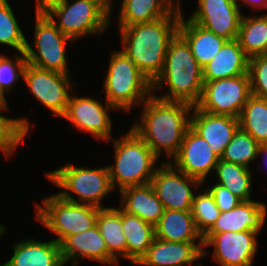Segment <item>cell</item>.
<instances>
[{"mask_svg":"<svg viewBox=\"0 0 267 266\" xmlns=\"http://www.w3.org/2000/svg\"><path fill=\"white\" fill-rule=\"evenodd\" d=\"M259 145L250 134L239 127L220 159L249 168V164L258 157Z\"/></svg>","mask_w":267,"mask_h":266,"instance_id":"obj_32","label":"cell"},{"mask_svg":"<svg viewBox=\"0 0 267 266\" xmlns=\"http://www.w3.org/2000/svg\"><path fill=\"white\" fill-rule=\"evenodd\" d=\"M4 229H6V227L0 224V237L2 236V234H4Z\"/></svg>","mask_w":267,"mask_h":266,"instance_id":"obj_44","label":"cell"},{"mask_svg":"<svg viewBox=\"0 0 267 266\" xmlns=\"http://www.w3.org/2000/svg\"><path fill=\"white\" fill-rule=\"evenodd\" d=\"M183 11L174 10L158 20L119 27L122 52L153 83L163 70L168 46L178 33Z\"/></svg>","mask_w":267,"mask_h":266,"instance_id":"obj_2","label":"cell"},{"mask_svg":"<svg viewBox=\"0 0 267 266\" xmlns=\"http://www.w3.org/2000/svg\"><path fill=\"white\" fill-rule=\"evenodd\" d=\"M237 40L248 58L267 55V14L243 15Z\"/></svg>","mask_w":267,"mask_h":266,"instance_id":"obj_29","label":"cell"},{"mask_svg":"<svg viewBox=\"0 0 267 266\" xmlns=\"http://www.w3.org/2000/svg\"><path fill=\"white\" fill-rule=\"evenodd\" d=\"M29 121L25 118H8L0 112V151L10 157L29 133Z\"/></svg>","mask_w":267,"mask_h":266,"instance_id":"obj_33","label":"cell"},{"mask_svg":"<svg viewBox=\"0 0 267 266\" xmlns=\"http://www.w3.org/2000/svg\"><path fill=\"white\" fill-rule=\"evenodd\" d=\"M36 203V219L56 234L61 243L67 236L79 234L96 225L98 207L68 202L55 194Z\"/></svg>","mask_w":267,"mask_h":266,"instance_id":"obj_7","label":"cell"},{"mask_svg":"<svg viewBox=\"0 0 267 266\" xmlns=\"http://www.w3.org/2000/svg\"><path fill=\"white\" fill-rule=\"evenodd\" d=\"M155 237L173 242H203L191 211L165 209L159 222L154 226Z\"/></svg>","mask_w":267,"mask_h":266,"instance_id":"obj_25","label":"cell"},{"mask_svg":"<svg viewBox=\"0 0 267 266\" xmlns=\"http://www.w3.org/2000/svg\"><path fill=\"white\" fill-rule=\"evenodd\" d=\"M45 176L61 191L57 193L63 200L103 208L101 199L114 189L110 181L108 167L82 168L71 163L62 168L47 172ZM71 193L78 196L77 199Z\"/></svg>","mask_w":267,"mask_h":266,"instance_id":"obj_6","label":"cell"},{"mask_svg":"<svg viewBox=\"0 0 267 266\" xmlns=\"http://www.w3.org/2000/svg\"><path fill=\"white\" fill-rule=\"evenodd\" d=\"M239 127L260 145L267 144V100L251 95L239 116Z\"/></svg>","mask_w":267,"mask_h":266,"instance_id":"obj_31","label":"cell"},{"mask_svg":"<svg viewBox=\"0 0 267 266\" xmlns=\"http://www.w3.org/2000/svg\"><path fill=\"white\" fill-rule=\"evenodd\" d=\"M267 208L264 203L242 201L230 211L220 212L219 218L207 233L255 231L259 233L265 224Z\"/></svg>","mask_w":267,"mask_h":266,"instance_id":"obj_20","label":"cell"},{"mask_svg":"<svg viewBox=\"0 0 267 266\" xmlns=\"http://www.w3.org/2000/svg\"><path fill=\"white\" fill-rule=\"evenodd\" d=\"M120 195L119 208L153 226L159 222L165 211L163 203L156 196L150 183L124 188L120 191Z\"/></svg>","mask_w":267,"mask_h":266,"instance_id":"obj_21","label":"cell"},{"mask_svg":"<svg viewBox=\"0 0 267 266\" xmlns=\"http://www.w3.org/2000/svg\"><path fill=\"white\" fill-rule=\"evenodd\" d=\"M105 2L110 6V10H112V1L111 0H105Z\"/></svg>","mask_w":267,"mask_h":266,"instance_id":"obj_45","label":"cell"},{"mask_svg":"<svg viewBox=\"0 0 267 266\" xmlns=\"http://www.w3.org/2000/svg\"><path fill=\"white\" fill-rule=\"evenodd\" d=\"M35 15H48L54 8L58 7L64 0H35Z\"/></svg>","mask_w":267,"mask_h":266,"instance_id":"obj_39","label":"cell"},{"mask_svg":"<svg viewBox=\"0 0 267 266\" xmlns=\"http://www.w3.org/2000/svg\"><path fill=\"white\" fill-rule=\"evenodd\" d=\"M28 90L47 109L62 117L67 109L70 98V89L74 90L70 74L42 69L26 64L23 78Z\"/></svg>","mask_w":267,"mask_h":266,"instance_id":"obj_11","label":"cell"},{"mask_svg":"<svg viewBox=\"0 0 267 266\" xmlns=\"http://www.w3.org/2000/svg\"><path fill=\"white\" fill-rule=\"evenodd\" d=\"M249 58L237 39L227 40L213 59L203 67V81L231 78L248 73Z\"/></svg>","mask_w":267,"mask_h":266,"instance_id":"obj_23","label":"cell"},{"mask_svg":"<svg viewBox=\"0 0 267 266\" xmlns=\"http://www.w3.org/2000/svg\"><path fill=\"white\" fill-rule=\"evenodd\" d=\"M110 15V6L104 0H76L72 4L64 0L47 16L63 34L76 40L105 32L111 24Z\"/></svg>","mask_w":267,"mask_h":266,"instance_id":"obj_8","label":"cell"},{"mask_svg":"<svg viewBox=\"0 0 267 266\" xmlns=\"http://www.w3.org/2000/svg\"><path fill=\"white\" fill-rule=\"evenodd\" d=\"M6 97L0 92V112L4 111L8 108Z\"/></svg>","mask_w":267,"mask_h":266,"instance_id":"obj_41","label":"cell"},{"mask_svg":"<svg viewBox=\"0 0 267 266\" xmlns=\"http://www.w3.org/2000/svg\"><path fill=\"white\" fill-rule=\"evenodd\" d=\"M14 252L10 260L2 266H63L60 244L54 239L40 242L25 239L14 243Z\"/></svg>","mask_w":267,"mask_h":266,"instance_id":"obj_22","label":"cell"},{"mask_svg":"<svg viewBox=\"0 0 267 266\" xmlns=\"http://www.w3.org/2000/svg\"><path fill=\"white\" fill-rule=\"evenodd\" d=\"M260 155L265 156L267 158V144L266 145H259L258 156H260ZM266 161H267V159H266Z\"/></svg>","mask_w":267,"mask_h":266,"instance_id":"obj_42","label":"cell"},{"mask_svg":"<svg viewBox=\"0 0 267 266\" xmlns=\"http://www.w3.org/2000/svg\"><path fill=\"white\" fill-rule=\"evenodd\" d=\"M219 160L206 140L189 127L178 154L172 159L173 162L170 160L167 162L204 184L211 170L215 171Z\"/></svg>","mask_w":267,"mask_h":266,"instance_id":"obj_16","label":"cell"},{"mask_svg":"<svg viewBox=\"0 0 267 266\" xmlns=\"http://www.w3.org/2000/svg\"><path fill=\"white\" fill-rule=\"evenodd\" d=\"M235 0H198L190 21L227 40L238 37L242 12Z\"/></svg>","mask_w":267,"mask_h":266,"instance_id":"obj_15","label":"cell"},{"mask_svg":"<svg viewBox=\"0 0 267 266\" xmlns=\"http://www.w3.org/2000/svg\"><path fill=\"white\" fill-rule=\"evenodd\" d=\"M60 251L64 265L70 260H75L71 266H78L76 263L78 259L85 257L103 264H118L108 253L106 243L97 225L79 234L67 236L60 243Z\"/></svg>","mask_w":267,"mask_h":266,"instance_id":"obj_19","label":"cell"},{"mask_svg":"<svg viewBox=\"0 0 267 266\" xmlns=\"http://www.w3.org/2000/svg\"><path fill=\"white\" fill-rule=\"evenodd\" d=\"M206 188L212 194L220 212L230 211L242 202L240 198L231 193L227 188L216 182L213 186Z\"/></svg>","mask_w":267,"mask_h":266,"instance_id":"obj_38","label":"cell"},{"mask_svg":"<svg viewBox=\"0 0 267 266\" xmlns=\"http://www.w3.org/2000/svg\"><path fill=\"white\" fill-rule=\"evenodd\" d=\"M183 17L181 15L178 33L186 40L195 60L203 68L220 51L227 39Z\"/></svg>","mask_w":267,"mask_h":266,"instance_id":"obj_24","label":"cell"},{"mask_svg":"<svg viewBox=\"0 0 267 266\" xmlns=\"http://www.w3.org/2000/svg\"><path fill=\"white\" fill-rule=\"evenodd\" d=\"M105 75L106 100L117 110L131 111L152 95V83L122 51H113Z\"/></svg>","mask_w":267,"mask_h":266,"instance_id":"obj_5","label":"cell"},{"mask_svg":"<svg viewBox=\"0 0 267 266\" xmlns=\"http://www.w3.org/2000/svg\"><path fill=\"white\" fill-rule=\"evenodd\" d=\"M215 171L219 180L216 183L223 185L242 201L252 200L250 193L253 181L250 168L220 159Z\"/></svg>","mask_w":267,"mask_h":266,"instance_id":"obj_30","label":"cell"},{"mask_svg":"<svg viewBox=\"0 0 267 266\" xmlns=\"http://www.w3.org/2000/svg\"><path fill=\"white\" fill-rule=\"evenodd\" d=\"M26 42L8 0H0V44L12 47L20 53L24 52Z\"/></svg>","mask_w":267,"mask_h":266,"instance_id":"obj_34","label":"cell"},{"mask_svg":"<svg viewBox=\"0 0 267 266\" xmlns=\"http://www.w3.org/2000/svg\"><path fill=\"white\" fill-rule=\"evenodd\" d=\"M191 215L198 232L204 236L215 224L219 218L220 209L207 188L204 193L194 195L191 205Z\"/></svg>","mask_w":267,"mask_h":266,"instance_id":"obj_35","label":"cell"},{"mask_svg":"<svg viewBox=\"0 0 267 266\" xmlns=\"http://www.w3.org/2000/svg\"><path fill=\"white\" fill-rule=\"evenodd\" d=\"M193 107L186 102L164 101L151 95L143 104L141 120L131 128L158 158L162 151L173 159L190 127Z\"/></svg>","mask_w":267,"mask_h":266,"instance_id":"obj_1","label":"cell"},{"mask_svg":"<svg viewBox=\"0 0 267 266\" xmlns=\"http://www.w3.org/2000/svg\"><path fill=\"white\" fill-rule=\"evenodd\" d=\"M96 225L104 238L108 253L119 262V256L127 260V242L122 229V209L100 208Z\"/></svg>","mask_w":267,"mask_h":266,"instance_id":"obj_28","label":"cell"},{"mask_svg":"<svg viewBox=\"0 0 267 266\" xmlns=\"http://www.w3.org/2000/svg\"><path fill=\"white\" fill-rule=\"evenodd\" d=\"M203 257V242H173L154 238L138 266H192ZM198 266V264L194 265ZM201 266V265H200Z\"/></svg>","mask_w":267,"mask_h":266,"instance_id":"obj_18","label":"cell"},{"mask_svg":"<svg viewBox=\"0 0 267 266\" xmlns=\"http://www.w3.org/2000/svg\"><path fill=\"white\" fill-rule=\"evenodd\" d=\"M150 184L165 209L191 211L194 198L192 187L199 189L202 183L177 170L170 162H164L155 170Z\"/></svg>","mask_w":267,"mask_h":266,"instance_id":"obj_12","label":"cell"},{"mask_svg":"<svg viewBox=\"0 0 267 266\" xmlns=\"http://www.w3.org/2000/svg\"><path fill=\"white\" fill-rule=\"evenodd\" d=\"M102 105L91 97L70 95L67 109L62 118L73 123L76 128L100 140L111 142L112 121L108 110H116L107 101Z\"/></svg>","mask_w":267,"mask_h":266,"instance_id":"obj_14","label":"cell"},{"mask_svg":"<svg viewBox=\"0 0 267 266\" xmlns=\"http://www.w3.org/2000/svg\"><path fill=\"white\" fill-rule=\"evenodd\" d=\"M114 144V165H107L113 189L120 191L130 186L150 183L159 159L150 147L131 128L121 138L111 139Z\"/></svg>","mask_w":267,"mask_h":266,"instance_id":"obj_4","label":"cell"},{"mask_svg":"<svg viewBox=\"0 0 267 266\" xmlns=\"http://www.w3.org/2000/svg\"><path fill=\"white\" fill-rule=\"evenodd\" d=\"M251 96L249 74L204 82L199 110L239 118Z\"/></svg>","mask_w":267,"mask_h":266,"instance_id":"obj_10","label":"cell"},{"mask_svg":"<svg viewBox=\"0 0 267 266\" xmlns=\"http://www.w3.org/2000/svg\"><path fill=\"white\" fill-rule=\"evenodd\" d=\"M168 85L167 93L156 95L164 101L186 102L195 106L203 90V68L195 60L186 40L177 33L171 40L162 72L152 83V92ZM158 89V90H157Z\"/></svg>","mask_w":267,"mask_h":266,"instance_id":"obj_3","label":"cell"},{"mask_svg":"<svg viewBox=\"0 0 267 266\" xmlns=\"http://www.w3.org/2000/svg\"><path fill=\"white\" fill-rule=\"evenodd\" d=\"M190 115V127L210 145L219 158L239 128V118L216 115L199 110L196 106Z\"/></svg>","mask_w":267,"mask_h":266,"instance_id":"obj_17","label":"cell"},{"mask_svg":"<svg viewBox=\"0 0 267 266\" xmlns=\"http://www.w3.org/2000/svg\"><path fill=\"white\" fill-rule=\"evenodd\" d=\"M175 8L167 0H123L119 27L147 23L170 15Z\"/></svg>","mask_w":267,"mask_h":266,"instance_id":"obj_26","label":"cell"},{"mask_svg":"<svg viewBox=\"0 0 267 266\" xmlns=\"http://www.w3.org/2000/svg\"><path fill=\"white\" fill-rule=\"evenodd\" d=\"M176 10H181V4H179V0H176V3L173 0H167Z\"/></svg>","mask_w":267,"mask_h":266,"instance_id":"obj_43","label":"cell"},{"mask_svg":"<svg viewBox=\"0 0 267 266\" xmlns=\"http://www.w3.org/2000/svg\"><path fill=\"white\" fill-rule=\"evenodd\" d=\"M235 1L238 5L239 0H235ZM241 1H243L245 3L244 5L253 6V8L267 9V0H241Z\"/></svg>","mask_w":267,"mask_h":266,"instance_id":"obj_40","label":"cell"},{"mask_svg":"<svg viewBox=\"0 0 267 266\" xmlns=\"http://www.w3.org/2000/svg\"><path fill=\"white\" fill-rule=\"evenodd\" d=\"M248 74L251 95L267 100V55L249 58Z\"/></svg>","mask_w":267,"mask_h":266,"instance_id":"obj_37","label":"cell"},{"mask_svg":"<svg viewBox=\"0 0 267 266\" xmlns=\"http://www.w3.org/2000/svg\"><path fill=\"white\" fill-rule=\"evenodd\" d=\"M19 54L15 55L13 60L7 55H0V92L4 96L6 92H11L20 77L23 78L27 60L24 52Z\"/></svg>","mask_w":267,"mask_h":266,"instance_id":"obj_36","label":"cell"},{"mask_svg":"<svg viewBox=\"0 0 267 266\" xmlns=\"http://www.w3.org/2000/svg\"><path fill=\"white\" fill-rule=\"evenodd\" d=\"M34 31V46L37 51L26 42L24 54L27 63L49 71L69 74L65 45L73 39L63 34L47 15H36Z\"/></svg>","mask_w":267,"mask_h":266,"instance_id":"obj_9","label":"cell"},{"mask_svg":"<svg viewBox=\"0 0 267 266\" xmlns=\"http://www.w3.org/2000/svg\"><path fill=\"white\" fill-rule=\"evenodd\" d=\"M122 229L127 242V260L137 264L155 238L154 226L122 210Z\"/></svg>","mask_w":267,"mask_h":266,"instance_id":"obj_27","label":"cell"},{"mask_svg":"<svg viewBox=\"0 0 267 266\" xmlns=\"http://www.w3.org/2000/svg\"><path fill=\"white\" fill-rule=\"evenodd\" d=\"M255 231L206 233L203 236V258L205 247L213 246V259L221 266H252L258 250Z\"/></svg>","mask_w":267,"mask_h":266,"instance_id":"obj_13","label":"cell"}]
</instances>
